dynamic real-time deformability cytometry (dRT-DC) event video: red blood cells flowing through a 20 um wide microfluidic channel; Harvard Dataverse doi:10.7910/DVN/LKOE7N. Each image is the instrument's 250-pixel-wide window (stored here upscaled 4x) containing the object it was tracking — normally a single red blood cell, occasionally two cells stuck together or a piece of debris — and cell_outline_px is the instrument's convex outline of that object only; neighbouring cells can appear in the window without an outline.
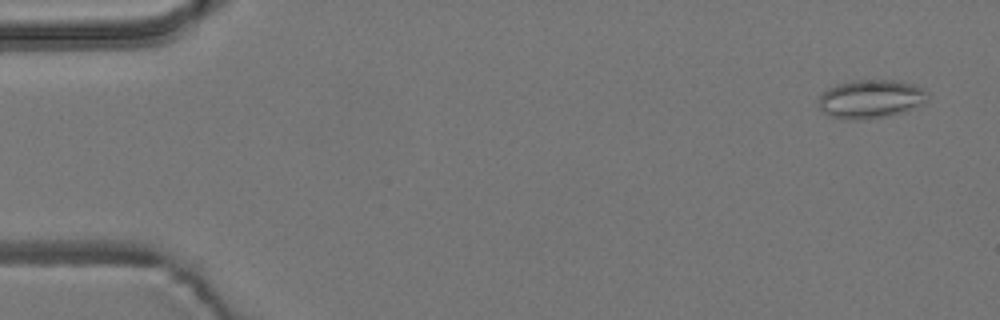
{"species": "common noctule bat (a hibernating species)", "species_latin": "Nyctalus noctula", "temperature_condition": "room temperature", "stored_images_in_passage": 54, "camera_frame_rate_fps": 3000, "um_per_image_px": 0.085, "animal": {"sex": "male", "body_mass_g": 19.2, "forearm_length_mm": 51.8}, "frame": {"image": 1, "passage_image": 1, "time_ms": 0.0, "image_size_px": [1000, 320], "cell_outline_px": [[928, 100], [924, 104], [904, 112], [884, 116], [860, 120], [844, 120], [832, 116], [824, 112], [820, 108], [816, 100], [820, 92], [836, 84], [852, 80], [892, 80], [912, 84], [924, 88], [928, 92]], "centroid_in_image_um": [73.99, 8.41], "position_along_channel_um": 11.0, "area_um2": 24.91}}
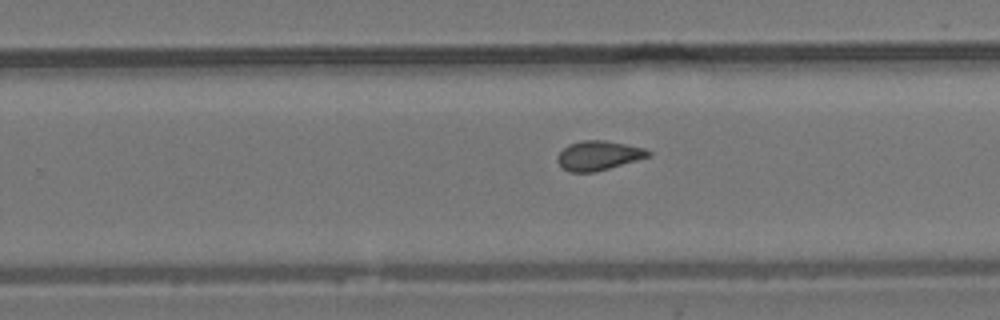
{"frame": {"image": 2, "passage_image": 33, "time_ms": 10.667, "image_size_px": [1000, 320], "cell_outline_px": [[652, 156], [596, 172], [568, 172], [556, 160], [556, 156], [568, 144], [580, 140], [604, 140], [644, 148], [652, 152]], "centroid_in_image_um": [50.88, 13.22], "position_along_channel_um": 278.9, "area_um2": 15.66}}
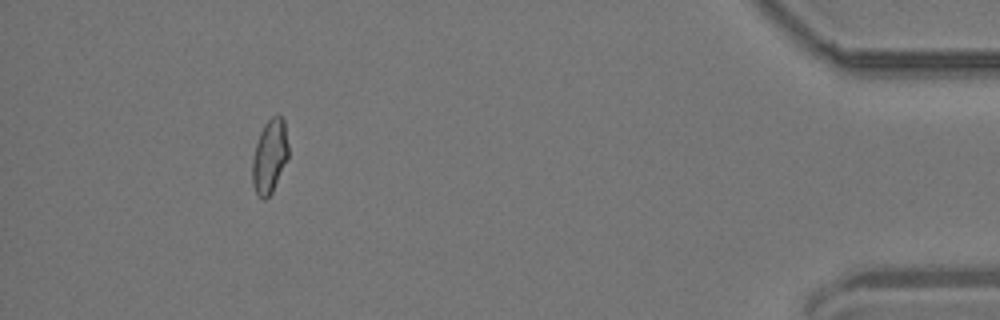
{"frame": {"image": 3, "passage_image": 49, "time_ms": 16.0, "image_size_px": [1000, 320], "cell_outline_px": [[288, 160], [272, 192], [264, 200], [260, 200], [256, 196], [252, 184], [252, 160], [256, 144], [260, 132], [264, 124], [272, 116], [280, 116], [284, 120], [288, 144]], "centroid_in_image_um": [22.91, 13.34], "position_along_channel_um": 412.3, "area_um2": 15.72}, "authors_computed_cell_mechanics": {"area_um2": 15.7216, "velocity_mm_per_s": 3.7086, "shape_relaxation_time_tau1_ms": null, "shape_relaxation_time_tau2_ms": 1.8203, "deformation_change_tau1": null, "deformation_change_tau2": 0.0598}}